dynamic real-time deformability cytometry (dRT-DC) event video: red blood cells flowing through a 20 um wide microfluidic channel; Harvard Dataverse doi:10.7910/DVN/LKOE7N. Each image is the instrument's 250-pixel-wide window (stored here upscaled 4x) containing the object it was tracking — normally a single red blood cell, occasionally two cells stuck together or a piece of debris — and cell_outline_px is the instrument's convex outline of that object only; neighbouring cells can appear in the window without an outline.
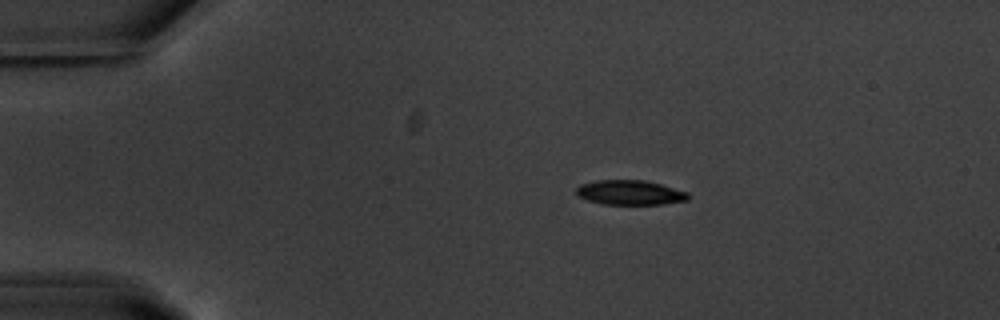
{"species": "common noctule bat (a hibernating species)", "species_latin": "Nyctalus noctula", "temperature_condition": "warm", "stored_images_in_passage": 38, "camera_frame_rate_fps": 3000, "um_per_image_px": 0.085, "animal": {"sex": "male", "body_mass_g": 20.1, "forearm_length_mm": 53.5}, "frame": {"image": 1, "passage_image": 2, "time_ms": 0.333, "image_size_px": [1000, 320], "cell_outline_px": [[688, 200], [660, 204], [604, 204], [588, 200], [576, 196], [576, 188], [580, 184], [596, 180], [644, 180], [660, 184], [688, 192]], "centroid_in_image_um": [53.51, 16.36], "position_along_channel_um": 31.5, "area_um2": 16.01}}
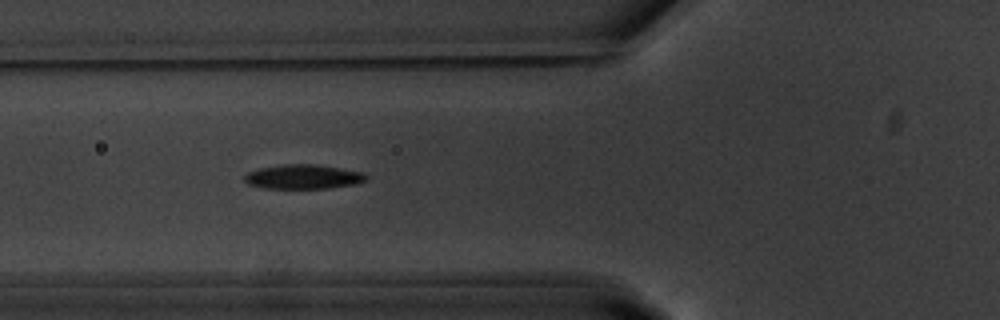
{"frame": {"image": 2, "passage_image": 12, "time_ms": 3.667, "image_size_px": [1000, 320], "cell_outline_px": [[368, 176], [364, 180], [356, 184], [328, 188], [264, 188], [248, 184], [244, 180], [244, 172], [260, 168], [280, 164], [316, 164], [364, 172]], "centroid_in_image_um": [25.73, 15.01], "position_along_channel_um": 100.1, "area_um2": 17.4}}
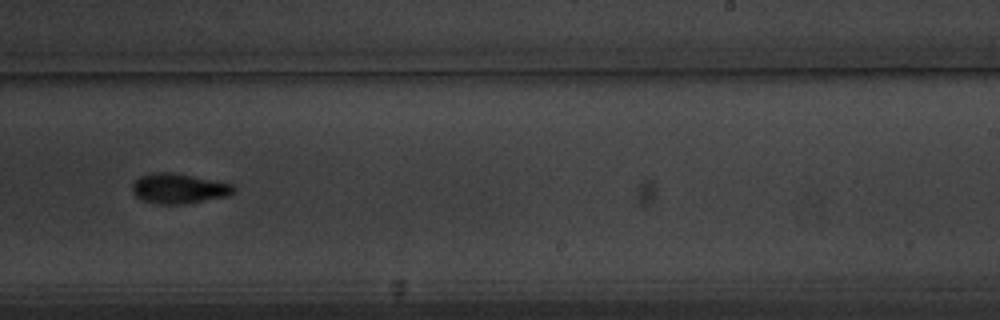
{"frame": {"image": 3, "passage_image": 26, "time_ms": 8.333, "image_size_px": [1000, 320], "cell_outline_px": [[236, 188], [228, 196], [184, 204], [156, 204], [144, 200], [136, 196], [132, 192], [132, 184], [140, 176], [152, 172], [176, 172], [232, 184]], "centroid_in_image_um": [15.18, 16.01], "position_along_channel_um": 273.8, "area_um2": 17.8}, "authors_computed_cell_mechanics": {"area_um2": 17.34, "velocity_mm_per_s": 3.7179, "shape_relaxation_time_tau1_ms": 3.2689, "shape_relaxation_time_tau2_ms": 6.9483, "deformation_change_tau1": 0.1457, "deformation_change_tau2": 0.1341}}